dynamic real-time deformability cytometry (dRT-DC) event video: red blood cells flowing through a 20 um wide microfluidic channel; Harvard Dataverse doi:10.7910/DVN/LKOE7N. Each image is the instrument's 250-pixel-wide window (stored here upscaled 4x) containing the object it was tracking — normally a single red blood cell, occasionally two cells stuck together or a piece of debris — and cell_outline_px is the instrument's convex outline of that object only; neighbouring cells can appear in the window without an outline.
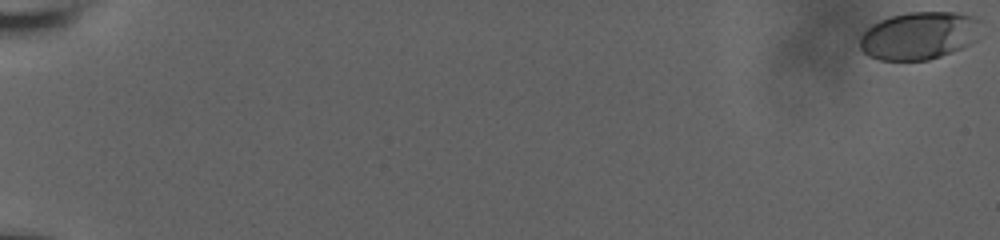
{"species": "human", "species_latin": "Homo sapiens", "temperature_condition": "room temperature", "stored_images_in_passage": 60, "camera_frame_rate_fps": 3000, "um_per_image_px": 0.085, "donor": {"sex": "male"}, "frame": {"image": 1, "passage_image": 1, "time_ms": 0.0, "image_size_px": [1000, 240], "cell_outline_px": [[984, 20], [976, 40], [952, 52], [928, 60], [880, 60], [868, 56], [860, 48], [860, 36], [872, 24], [880, 20], [892, 16], [908, 12], [956, 12], [976, 16]], "centroid_in_image_um": [78.17, 3.01], "position_along_channel_um": 6.8, "area_um2": 33.99}}
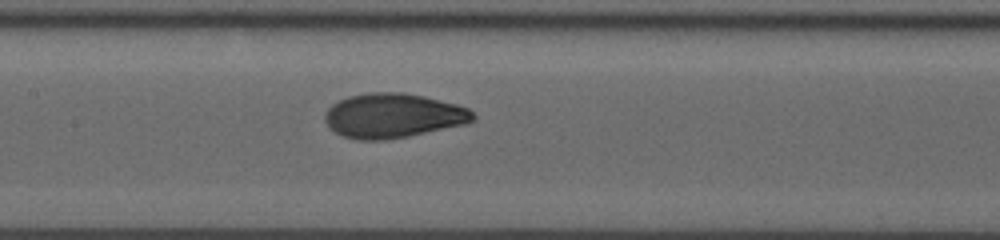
{"frame": {"image": 2, "passage_image": 33, "time_ms": 10.667, "image_size_px": [1000, 240], "cell_outline_px": [[476, 120], [464, 124], [408, 136], [384, 140], [356, 140], [344, 136], [328, 128], [324, 120], [324, 112], [332, 104], [348, 96], [368, 92], [404, 92], [424, 96], [456, 104], [468, 108], [476, 116]], "centroid_in_image_um": [33.38, 9.82], "position_along_channel_um": 174.0, "area_um2": 38.55}}
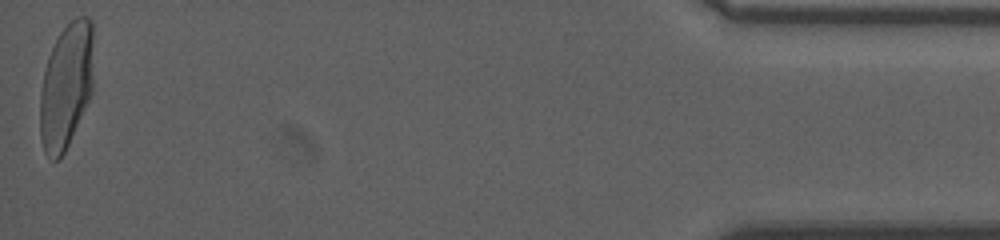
{"frame": {"image": 3, "passage_image": 60, "time_ms": 19.667, "image_size_px": [1000, 240], "cell_outline_px": [[92, 92], [68, 144], [60, 160], [48, 160], [44, 152], [40, 136], [40, 92], [44, 72], [48, 56], [60, 32], [76, 16], [88, 16], [92, 20]], "centroid_in_image_um": [5.61, 7.32], "position_along_channel_um": 429.6, "area_um2": 39.07}, "authors_computed_cell_mechanics": {"area_um2": 37.0498, "velocity_mm_per_s": 3.7537, "shape_relaxation_time_tau1_ms": 3.7083, "shape_relaxation_time_tau2_ms": null, "deformation_change_tau1": 0.1844, "deformation_change_tau2": null}}